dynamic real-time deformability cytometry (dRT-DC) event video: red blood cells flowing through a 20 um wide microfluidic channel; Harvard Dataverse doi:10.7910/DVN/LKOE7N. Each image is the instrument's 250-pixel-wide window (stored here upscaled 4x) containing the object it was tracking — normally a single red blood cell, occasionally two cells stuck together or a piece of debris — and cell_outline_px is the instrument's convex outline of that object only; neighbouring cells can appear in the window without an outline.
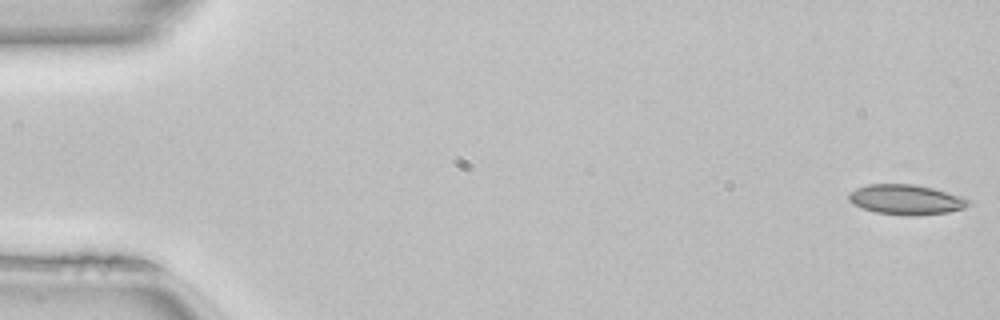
{"species": "common noctule bat (a hibernating species)", "species_latin": "Nyctalus noctula", "temperature_condition": "room temperature", "stored_images_in_passage": 50, "camera_frame_rate_fps": 3000, "um_per_image_px": 0.085, "animal": {"sex": "female", "body_mass_g": 22.7, "forearm_length_mm": 54.2}, "frame": {"image": 1, "passage_image": 1, "time_ms": 0.0, "image_size_px": [1000, 320], "cell_outline_px": [[972, 204], [964, 208], [948, 212], [908, 216], [876, 212], [852, 204], [848, 200], [848, 192], [856, 188], [868, 184], [912, 184], [932, 188], [968, 200]], "centroid_in_image_um": [76.94, 16.97], "position_along_channel_um": 8.1, "area_um2": 20.63}}
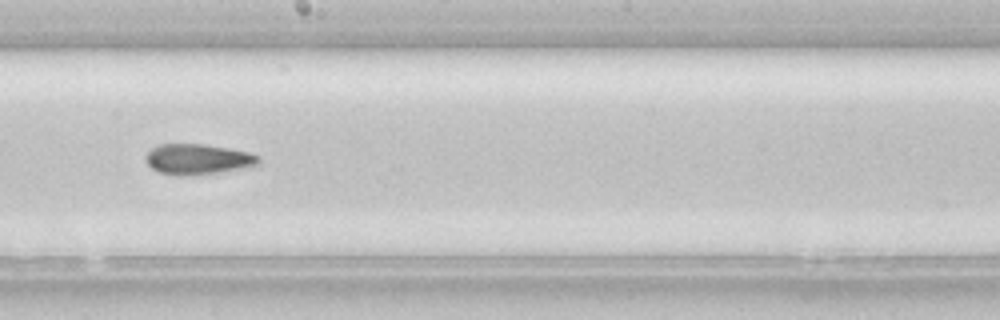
{"frame": {"image": 2, "passage_image": 28, "time_ms": 9.0, "image_size_px": [1000, 320], "cell_outline_px": [[260, 160], [256, 164], [240, 168], [220, 172], [180, 176], [176, 176], [160, 172], [152, 168], [144, 160], [144, 156], [152, 148], [160, 144], [204, 144], [228, 148], [248, 152], [260, 156]], "centroid_in_image_um": [16.76, 13.52], "position_along_channel_um": 231.4, "area_um2": 19.88}}
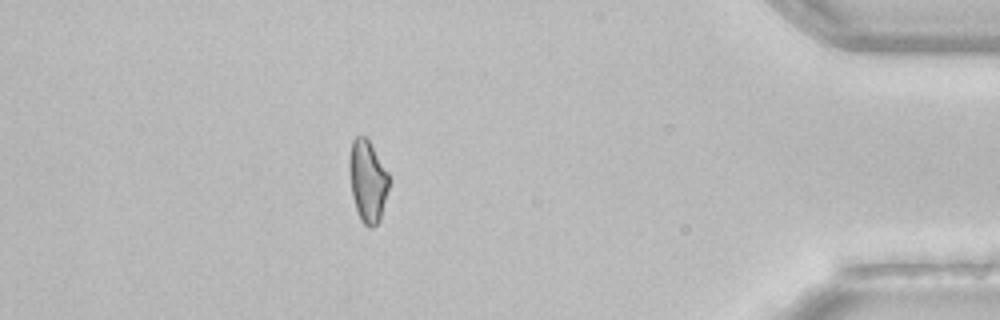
{"frame": {"image": 3, "passage_image": 44, "time_ms": 14.333, "image_size_px": [1000, 320], "cell_outline_px": [[388, 188], [380, 220], [372, 228], [368, 228], [360, 220], [352, 196], [348, 172], [348, 160], [352, 140], [356, 136], [364, 136], [368, 140], [388, 172]], "centroid_in_image_um": [31.21, 15.4], "position_along_channel_um": 404.0, "area_um2": 18.9}, "authors_computed_cell_mechanics": {"area_um2": 19.9699, "velocity_mm_per_s": 4.1105, "shape_relaxation_time_tau1_ms": null, "shape_relaxation_time_tau2_ms": 9.299, "deformation_change_tau1": null, "deformation_change_tau2": 0.1862}}